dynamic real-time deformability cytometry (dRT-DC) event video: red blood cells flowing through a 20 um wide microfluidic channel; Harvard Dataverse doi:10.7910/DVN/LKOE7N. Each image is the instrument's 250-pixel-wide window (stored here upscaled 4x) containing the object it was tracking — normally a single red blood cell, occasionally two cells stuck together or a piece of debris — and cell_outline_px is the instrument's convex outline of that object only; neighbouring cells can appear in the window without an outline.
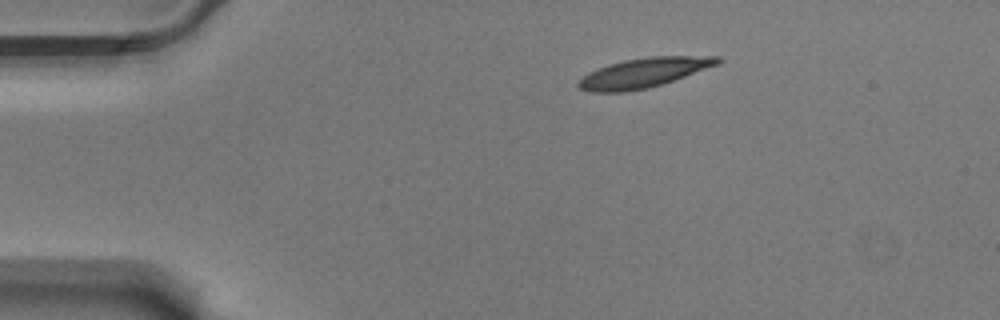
{"species": "Egyptian fruit bat (a non-hibernating species)", "species_latin": "Rousettus aegyptiacus", "temperature_condition": "warm", "stored_images_in_passage": 49, "camera_frame_rate_fps": 3000, "um_per_image_px": 0.085, "animal": {"sex": "male"}, "frame": {"image": 1, "passage_image": 1, "time_ms": 0.0, "image_size_px": [1000, 320], "cell_outline_px": [[720, 64], [664, 84], [648, 88], [624, 92], [592, 92], [580, 88], [576, 84], [576, 80], [588, 72], [608, 64], [624, 60], [648, 56], [720, 56]], "centroid_in_image_um": [54.71, 6.18], "position_along_channel_um": 30.3, "area_um2": 24.28}}
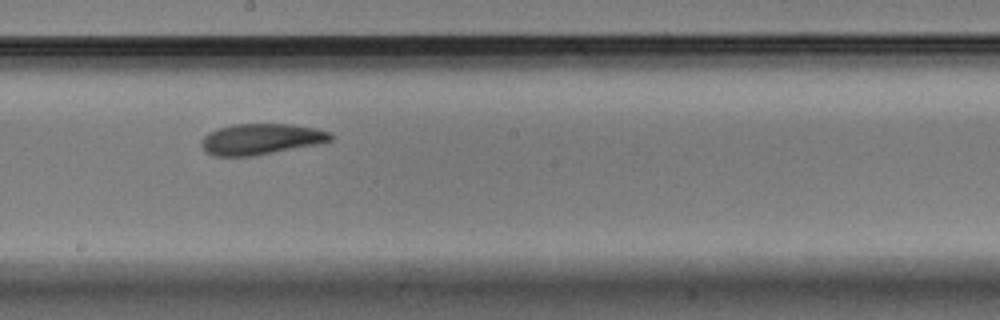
{"frame": {"image": 2, "passage_image": 23, "time_ms": 7.333, "image_size_px": [1000, 320], "cell_outline_px": [[332, 140], [316, 144], [252, 156], [212, 156], [204, 152], [204, 136], [208, 132], [216, 128], [232, 124], [292, 124], [316, 128], [332, 132]], "centroid_in_image_um": [22.18, 11.81], "position_along_channel_um": 226.0, "area_um2": 23.18}}
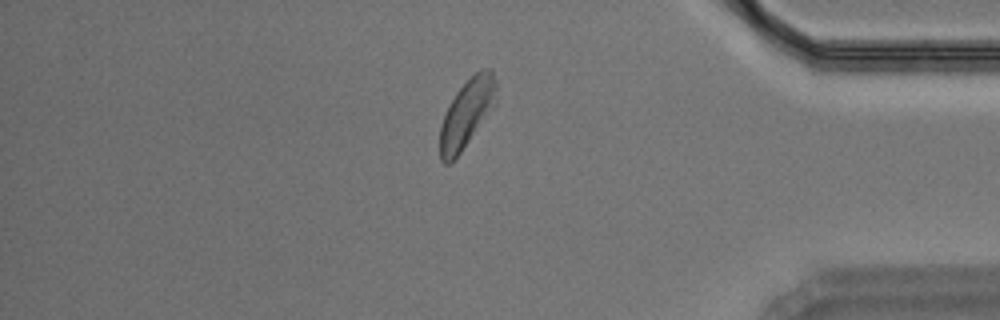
{"frame": {"image": 3, "passage_image": 40, "time_ms": 13.0, "image_size_px": [1000, 320], "cell_outline_px": [[496, 104], [460, 152], [448, 164], [444, 164], [440, 160], [440, 124], [456, 92], [480, 68], [492, 68], [496, 80]], "centroid_in_image_um": [39.69, 9.6], "position_along_channel_um": 395.5, "area_um2": 22.02}, "authors_computed_cell_mechanics": {"area_um2": 23.12, "velocity_mm_per_s": 3.465, "shape_relaxation_time_tau1_ms": 5.964, "shape_relaxation_time_tau2_ms": 3.3529, "deformation_change_tau1": 0.1843, "deformation_change_tau2": 0.0934}}